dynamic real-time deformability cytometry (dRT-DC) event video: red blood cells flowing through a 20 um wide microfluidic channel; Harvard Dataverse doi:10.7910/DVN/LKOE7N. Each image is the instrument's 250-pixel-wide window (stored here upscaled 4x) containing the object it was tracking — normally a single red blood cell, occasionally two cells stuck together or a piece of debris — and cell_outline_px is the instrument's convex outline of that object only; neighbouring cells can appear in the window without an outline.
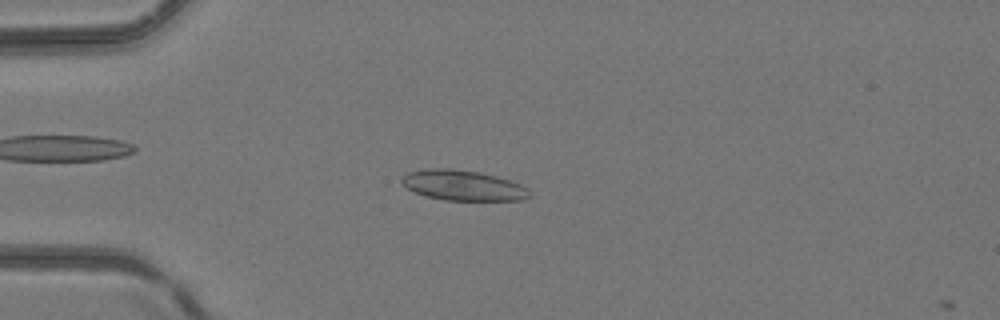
{"species": "common noctule bat (a hibernating species)", "species_latin": "Nyctalus noctula", "temperature_condition": "room temperature", "stored_images_in_passage": 4, "camera_frame_rate_fps": 3000, "um_per_image_px": 0.085, "animal": {"sex": "female", "body_mass_g": 24.6, "forearm_length_mm": 56.2}, "frame": {"image": 1, "passage_image": 3, "time_ms": 0.667, "image_size_px": [1000, 320], "cell_outline_px": [[528, 196], [524, 200], [444, 200], [424, 196], [408, 188], [400, 180], [408, 172], [424, 168], [448, 168], [480, 172], [496, 176], [520, 184], [528, 188]], "centroid_in_image_um": [39.33, 15.75], "position_along_channel_um": 45.7, "area_um2": 22.43}}